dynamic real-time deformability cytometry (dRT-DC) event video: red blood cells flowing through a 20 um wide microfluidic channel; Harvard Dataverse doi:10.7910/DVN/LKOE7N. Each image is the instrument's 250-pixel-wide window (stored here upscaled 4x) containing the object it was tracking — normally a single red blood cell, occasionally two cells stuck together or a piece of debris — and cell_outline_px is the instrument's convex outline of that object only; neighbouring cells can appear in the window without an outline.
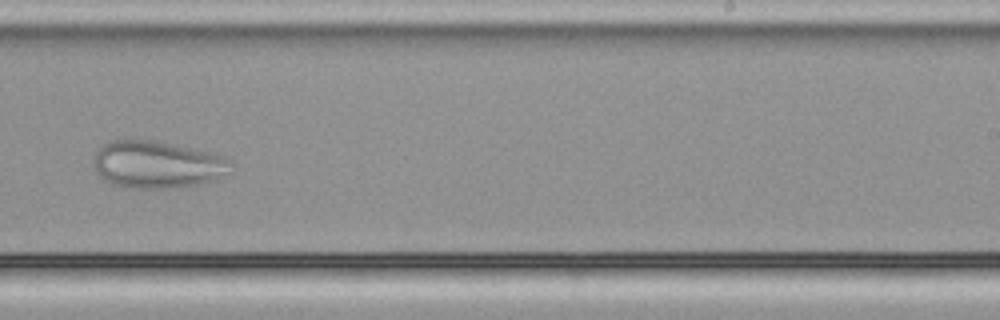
{"species": "common noctule bat (a hibernating species)", "species_latin": "Nyctalus noctula", "temperature_condition": "cold", "stored_images_in_passage": 47, "camera_frame_rate_fps": 3000, "um_per_image_px": 0.085, "animal": {"sex": "male", "body_mass_g": 21.5, "forearm_length_mm": 52.0}, "frame": {"image": 1, "passage_image": 27, "time_ms": 8.667, "image_size_px": [1000, 320], "cell_outline_px": [[232, 172], [212, 180], [196, 184], [168, 188], [132, 188], [112, 184], [104, 180], [96, 172], [92, 164], [92, 160], [96, 152], [108, 140], [124, 136], [152, 140], [212, 152], [224, 156], [232, 160]], "centroid_in_image_um": [13.32, 13.94], "position_along_channel_um": 275.7, "area_um2": 38.61}}